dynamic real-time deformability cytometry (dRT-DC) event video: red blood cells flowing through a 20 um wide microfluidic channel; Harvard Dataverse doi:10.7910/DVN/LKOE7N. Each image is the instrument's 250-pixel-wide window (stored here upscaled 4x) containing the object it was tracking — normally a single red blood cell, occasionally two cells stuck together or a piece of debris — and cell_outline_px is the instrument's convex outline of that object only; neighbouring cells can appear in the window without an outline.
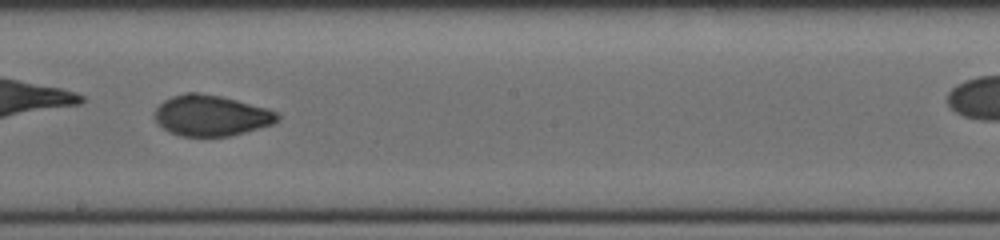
{"species": "human", "species_latin": "Homo sapiens", "temperature_condition": "cold", "stored_images_in_passage": 27, "camera_frame_rate_fps": 3000, "um_per_image_px": 0.085, "donor": {"sex": "male"}, "frame": {"image": 1, "passage_image": 12, "time_ms": 3.667, "image_size_px": [1000, 240], "cell_outline_px": [[280, 120], [272, 124], [244, 132], [228, 136], [180, 136], [168, 132], [156, 120], [156, 108], [164, 100], [172, 96], [188, 92], [196, 92], [220, 96], [268, 108], [276, 112], [280, 116]], "centroid_in_image_um": [17.96, 9.82], "position_along_channel_um": 230.2, "area_um2": 28.96}}